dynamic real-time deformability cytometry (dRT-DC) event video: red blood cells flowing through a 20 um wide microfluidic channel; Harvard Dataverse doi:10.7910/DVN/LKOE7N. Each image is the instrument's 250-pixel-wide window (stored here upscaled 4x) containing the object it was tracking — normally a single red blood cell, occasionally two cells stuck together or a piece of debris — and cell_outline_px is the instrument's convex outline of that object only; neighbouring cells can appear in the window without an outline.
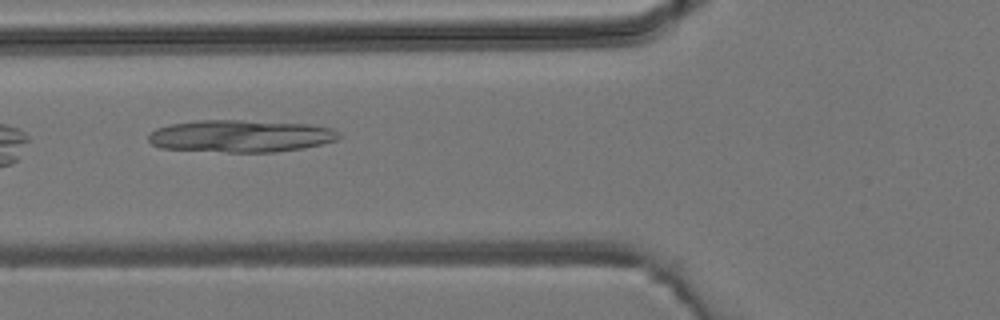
{"species": "common noctule bat (a hibernating species)", "species_latin": "Nyctalus noctula", "temperature_condition": "room temperature", "stored_images_in_passage": 4, "camera_frame_rate_fps": 3000, "um_per_image_px": 0.085, "animal": {"sex": "male", "body_mass_g": 19.2, "forearm_length_mm": 51.8}, "frame": {"image": 1, "passage_image": 2, "time_ms": 1.333, "image_size_px": [1000, 320], "cell_outline_px": [[340, 136], [336, 140], [304, 148], [272, 152], [228, 152], [160, 148], [152, 144], [148, 140], [148, 136], [156, 128], [172, 124], [196, 120], [240, 120], [308, 124], [332, 128], [340, 132]], "centroid_in_image_um": [20.45, 11.56], "position_along_channel_um": 105.3, "area_um2": 35.72}}
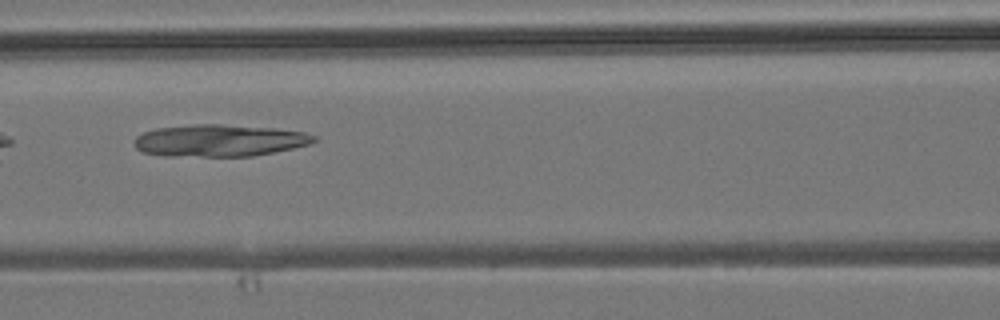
{"frame": {"image": 2, "passage_image": 3, "time_ms": 2.333, "image_size_px": [1000, 320], "cell_outline_px": [[316, 140], [312, 144], [252, 156], [164, 156], [144, 152], [136, 148], [136, 136], [144, 132], [156, 128], [192, 124], [220, 124], [272, 128], [304, 132], [316, 136]], "centroid_in_image_um": [18.65, 11.94], "position_along_channel_um": 147.9, "area_um2": 33.35}}
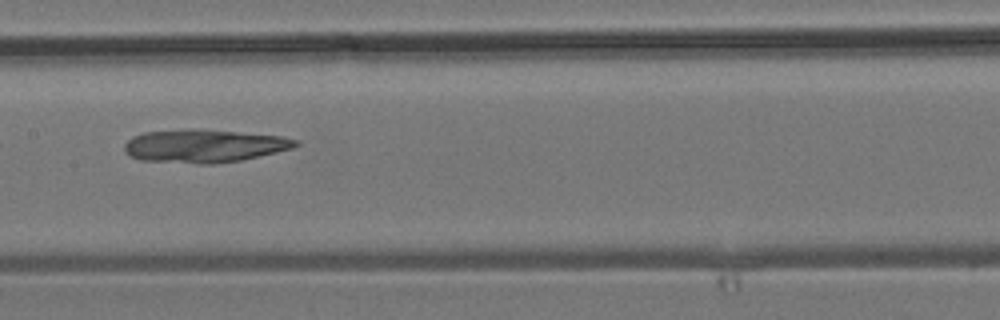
{"frame": {"image": 3, "passage_image": 4, "time_ms": 3.333, "image_size_px": [1000, 320], "cell_outline_px": [[300, 144], [292, 148], [276, 152], [240, 160], [212, 164], [200, 164], [140, 160], [128, 156], [124, 152], [124, 144], [132, 136], [144, 132], [188, 128], [192, 128], [284, 136], [300, 140]], "centroid_in_image_um": [17.32, 12.39], "position_along_channel_um": 190.1, "area_um2": 33.29}}